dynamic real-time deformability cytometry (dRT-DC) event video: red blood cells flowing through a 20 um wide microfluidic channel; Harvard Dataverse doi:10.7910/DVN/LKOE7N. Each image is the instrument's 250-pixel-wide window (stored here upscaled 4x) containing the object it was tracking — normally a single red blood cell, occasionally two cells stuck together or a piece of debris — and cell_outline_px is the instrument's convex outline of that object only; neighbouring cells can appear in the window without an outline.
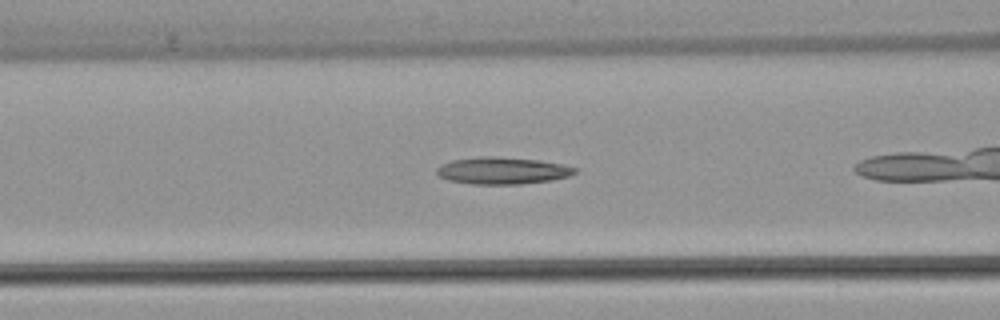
{"species": "common noctule bat (a hibernating species)", "species_latin": "Nyctalus noctula", "temperature_condition": "warm", "stored_images_in_passage": 23, "camera_frame_rate_fps": 3000, "um_per_image_px": 0.085, "animal": {"sex": "female", "body_mass_g": 22.7, "forearm_length_mm": 54.2}, "frame": {"image": 1, "passage_image": 4, "time_ms": 1.0, "image_size_px": [1000, 320], "cell_outline_px": [[576, 172], [568, 176], [552, 180], [520, 184], [472, 184], [448, 180], [440, 176], [436, 172], [436, 168], [452, 160], [480, 156], [496, 156], [540, 160], [560, 164], [576, 168]], "centroid_in_image_um": [42.69, 14.5], "position_along_channel_um": 123.9, "area_um2": 21.62}}
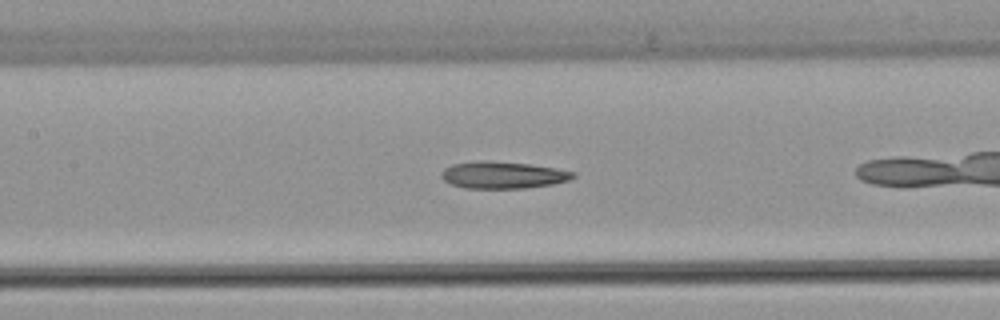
{"frame": {"image": 2, "passage_image": 7, "time_ms": 2.0, "image_size_px": [1000, 320], "cell_outline_px": [[576, 176], [568, 180], [552, 184], [524, 188], [464, 188], [452, 184], [444, 180], [440, 176], [440, 172], [444, 168], [452, 164], [476, 160], [484, 160], [528, 164], [556, 168], [576, 172]], "centroid_in_image_um": [42.72, 14.87], "position_along_channel_um": 164.7, "area_um2": 20.75}}